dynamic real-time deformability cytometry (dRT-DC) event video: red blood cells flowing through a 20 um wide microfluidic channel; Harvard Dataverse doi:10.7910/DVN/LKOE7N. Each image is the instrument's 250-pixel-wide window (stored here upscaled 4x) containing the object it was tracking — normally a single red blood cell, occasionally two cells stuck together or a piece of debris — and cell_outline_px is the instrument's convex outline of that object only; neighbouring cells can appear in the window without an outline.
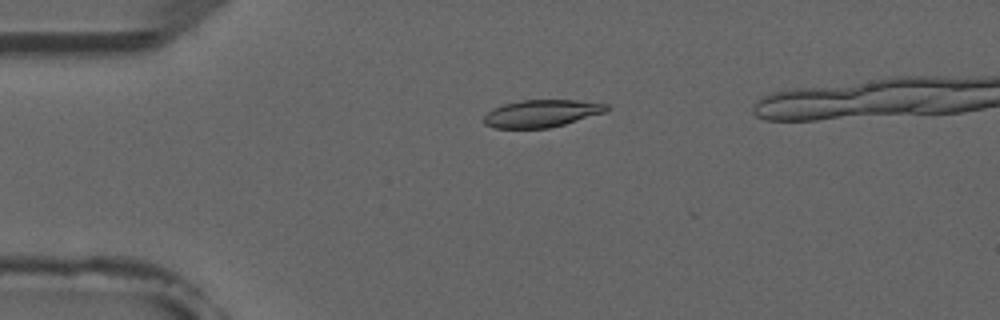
{"species": "common noctule bat (a hibernating species)", "species_latin": "Nyctalus noctula", "temperature_condition": "room temperature", "stored_images_in_passage": 17, "camera_frame_rate_fps": 3000, "um_per_image_px": 0.085, "animal": {"sex": "male", "forearm_length_mm": 52.5}, "frame": {"image": 1, "passage_image": 12, "time_ms": 3.667, "image_size_px": [1000, 320], "cell_outline_px": [[608, 112], [564, 124], [548, 128], [496, 128], [484, 124], [484, 116], [492, 108], [504, 104], [520, 100], [576, 100], [608, 104]], "centroid_in_image_um": [46.05, 9.64], "position_along_channel_um": 39.0, "area_um2": 19.59}}